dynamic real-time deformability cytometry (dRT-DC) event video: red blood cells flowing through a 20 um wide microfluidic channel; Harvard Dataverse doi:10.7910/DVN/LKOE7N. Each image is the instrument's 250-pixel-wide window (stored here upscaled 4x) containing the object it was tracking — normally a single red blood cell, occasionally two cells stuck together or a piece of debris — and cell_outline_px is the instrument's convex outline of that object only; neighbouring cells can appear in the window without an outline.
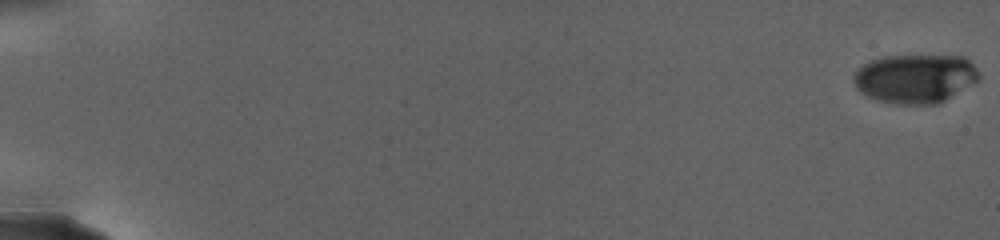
{"species": "human", "species_latin": "Homo sapiens", "temperature_condition": "warm", "stored_images_in_passage": 81, "camera_frame_rate_fps": 3000, "um_per_image_px": 0.085, "donor": {"sex": "female"}, "frame": {"image": 1, "passage_image": 1, "time_ms": 0.0, "image_size_px": [1000, 240], "cell_outline_px": [[980, 76], [976, 80], [944, 100], [936, 104], [896, 104], [876, 100], [860, 92], [856, 88], [852, 80], [852, 76], [864, 64], [872, 60], [884, 56], [964, 56], [980, 72]], "centroid_in_image_um": [77.74, 6.67], "position_along_channel_um": 7.3, "area_um2": 35.43}}
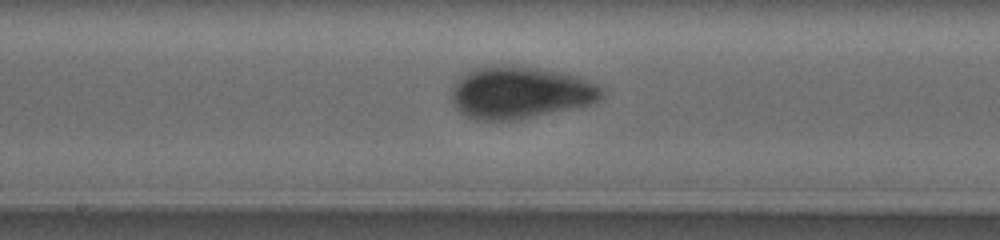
{"frame": {"image": 2, "passage_image": 47, "time_ms": 16.333, "image_size_px": [1000, 240], "cell_outline_px": [[608, 92], [592, 104], [508, 120], [476, 120], [460, 112], [456, 108], [452, 100], [452, 88], [472, 68], [488, 64], [512, 64], [560, 72], [580, 76], [600, 84]], "centroid_in_image_um": [44.26, 7.82], "position_along_channel_um": 203.9, "area_um2": 45.72}}
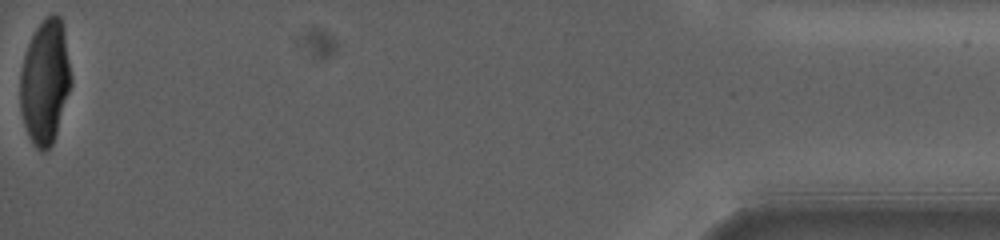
{"frame": {"image": 3, "passage_image": 81, "time_ms": 29.0, "image_size_px": [1000, 240], "cell_outline_px": [[72, 84], [52, 144], [44, 152], [40, 152], [32, 144], [28, 136], [24, 124], [20, 108], [20, 72], [24, 56], [28, 44], [36, 28], [52, 12], [56, 12], [60, 16], [64, 28], [72, 76]], "centroid_in_image_um": [3.84, 6.95], "position_along_channel_um": 431.4, "area_um2": 37.05}, "authors_computed_cell_mechanics": {"area_um2": 39.1884, "velocity_mm_per_s": 2.4694, "shape_relaxation_time_tau1_ms": 5.1361, "shape_relaxation_time_tau2_ms": 1.1172, "deformation_change_tau1": 0.1728, "deformation_change_tau2": 0.0456}}